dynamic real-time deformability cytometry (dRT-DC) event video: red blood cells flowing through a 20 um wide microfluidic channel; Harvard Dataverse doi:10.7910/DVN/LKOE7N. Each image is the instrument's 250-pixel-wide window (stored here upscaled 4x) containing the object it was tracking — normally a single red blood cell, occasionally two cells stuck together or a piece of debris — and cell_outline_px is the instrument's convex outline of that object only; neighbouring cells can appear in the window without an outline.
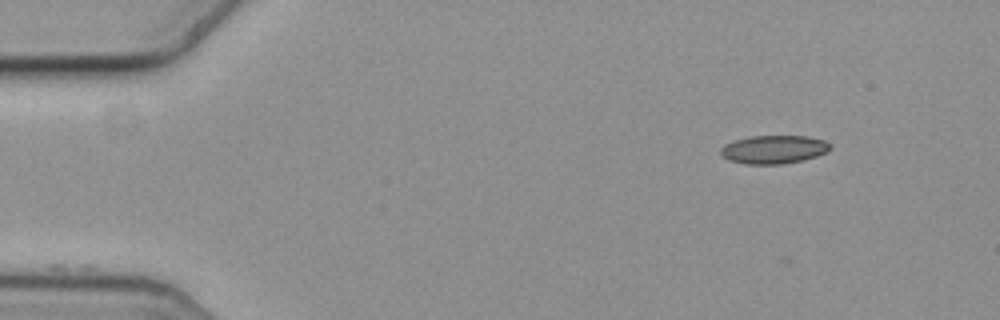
{"species": "common noctule bat (a hibernating species)", "species_latin": "Nyctalus noctula", "temperature_condition": "cold", "stored_images_in_passage": 8, "camera_frame_rate_fps": 3000, "um_per_image_px": 0.085, "animal": {"sex": "female", "body_mass_g": 19.3, "forearm_length_mm": 54.1}, "frame": {"image": 1, "passage_image": 1, "time_ms": 0.0, "image_size_px": [1000, 320], "cell_outline_px": [[832, 148], [828, 152], [804, 160], [780, 164], [748, 164], [728, 160], [720, 152], [720, 148], [724, 144], [732, 140], [752, 136], [808, 136], [824, 140]], "centroid_in_image_um": [65.76, 12.7], "position_along_channel_um": 19.2, "area_um2": 18.15}}